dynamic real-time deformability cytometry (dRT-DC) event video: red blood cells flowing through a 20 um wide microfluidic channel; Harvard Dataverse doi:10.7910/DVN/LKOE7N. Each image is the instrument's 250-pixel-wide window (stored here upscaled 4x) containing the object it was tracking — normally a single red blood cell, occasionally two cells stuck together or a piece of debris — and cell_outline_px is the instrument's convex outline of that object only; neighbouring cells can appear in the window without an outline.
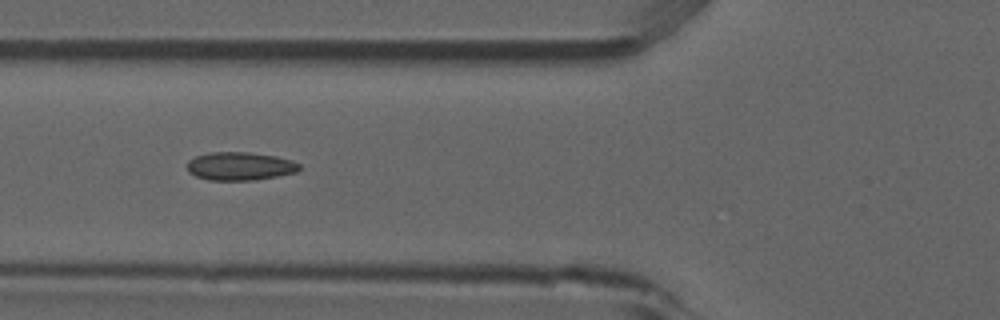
{"species": "common noctule bat (a hibernating species)", "species_latin": "Nyctalus noctula", "temperature_condition": "room temperature", "stored_images_in_passage": 6, "camera_frame_rate_fps": 3000, "um_per_image_px": 0.085, "animal": {"sex": "male", "forearm_length_mm": 52.5}, "frame": {"image": 1, "passage_image": 5, "time_ms": 1.333, "image_size_px": [1000, 320], "cell_outline_px": [[300, 168], [296, 172], [256, 180], [208, 180], [196, 176], [188, 172], [188, 160], [196, 156], [208, 152], [248, 152], [276, 156], [292, 160], [300, 164]], "centroid_in_image_um": [20.39, 14.12], "position_along_channel_um": 105.4, "area_um2": 18.5}}
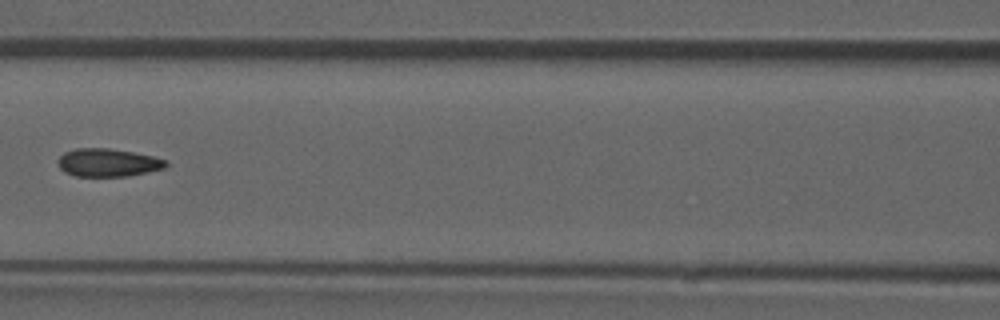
{"frame": {"image": 2, "passage_image": 6, "time_ms": 1.667, "image_size_px": [1000, 320], "cell_outline_px": [[168, 164], [164, 168], [128, 176], [76, 176], [64, 172], [60, 168], [56, 160], [64, 152], [76, 148], [108, 148], [132, 152], [152, 156], [168, 160]], "centroid_in_image_um": [9.15, 13.82], "position_along_channel_um": 157.5, "area_um2": 17.63}}